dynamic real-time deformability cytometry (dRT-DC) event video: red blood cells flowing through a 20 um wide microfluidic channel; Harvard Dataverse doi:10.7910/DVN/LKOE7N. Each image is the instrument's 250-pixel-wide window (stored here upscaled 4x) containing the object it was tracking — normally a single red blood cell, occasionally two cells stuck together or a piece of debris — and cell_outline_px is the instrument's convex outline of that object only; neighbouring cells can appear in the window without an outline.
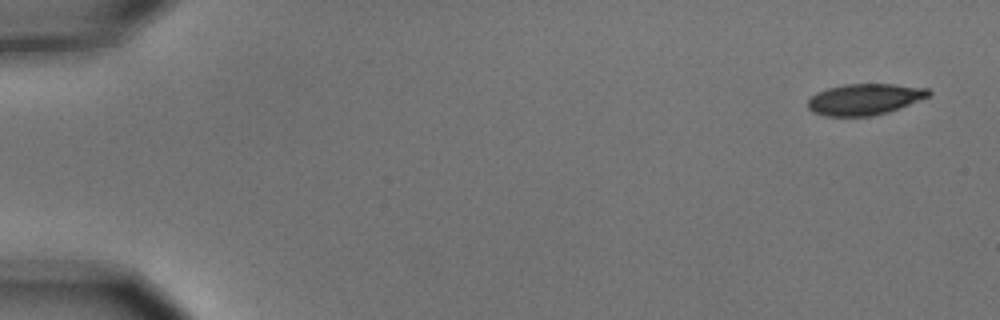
{"species": "common noctule bat (a hibernating species)", "species_latin": "Nyctalus noctula", "temperature_condition": "cold", "stored_images_in_passage": 5, "camera_frame_rate_fps": 3000, "um_per_image_px": 0.085, "animal": {"sex": "male", "body_mass_g": 15.6}, "frame": {"image": 1, "passage_image": 1, "time_ms": 0.0, "image_size_px": [1000, 320], "cell_outline_px": [[932, 92], [928, 96], [900, 108], [888, 112], [872, 116], [824, 116], [812, 112], [808, 108], [808, 100], [816, 92], [828, 88], [844, 84], [892, 84], [928, 88]], "centroid_in_image_um": [73.47, 8.44], "position_along_channel_um": 11.5, "area_um2": 21.96}}
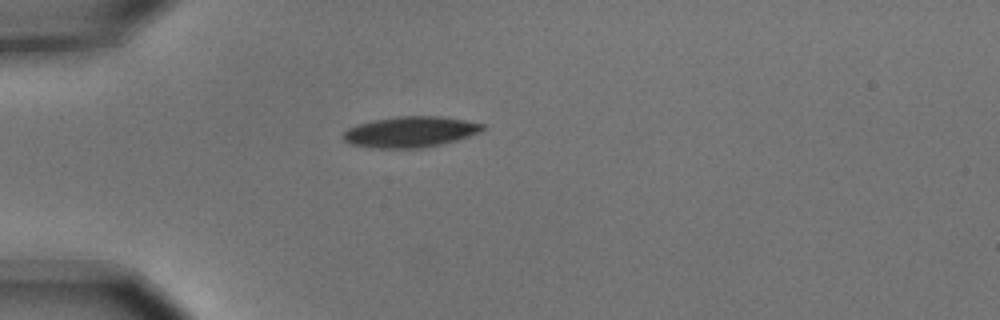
{"frame": {"image": 2, "passage_image": 5, "time_ms": 1.333, "image_size_px": [1000, 320], "cell_outline_px": [[484, 128], [468, 136], [456, 140], [440, 144], [420, 148], [372, 148], [348, 144], [340, 136], [348, 128], [356, 124], [372, 120], [396, 116], [440, 116], [464, 120], [484, 124]], "centroid_in_image_um": [34.78, 11.21], "position_along_channel_um": 50.2, "area_um2": 25.03}}